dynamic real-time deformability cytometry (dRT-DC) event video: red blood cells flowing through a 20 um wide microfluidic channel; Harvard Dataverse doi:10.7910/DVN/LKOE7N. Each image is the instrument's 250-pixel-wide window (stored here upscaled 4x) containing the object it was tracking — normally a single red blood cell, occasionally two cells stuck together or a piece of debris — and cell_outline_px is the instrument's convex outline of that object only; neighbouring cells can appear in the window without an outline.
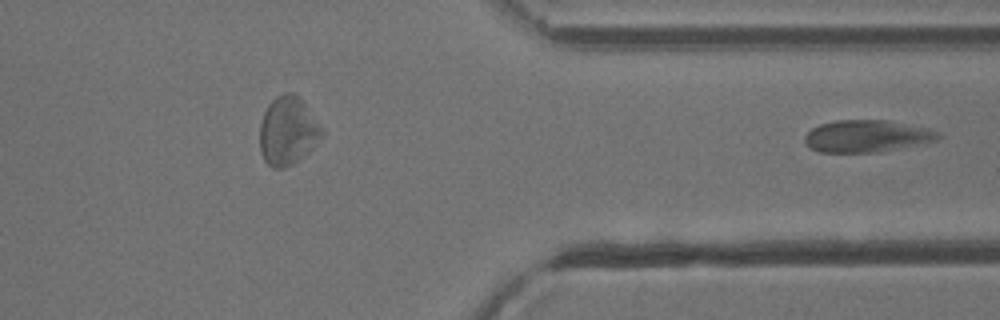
{"species": "common noctule bat (a hibernating species)", "species_latin": "Nyctalus noctula", "temperature_condition": "cold", "stored_images_in_passage": 38, "segment_of_instrument_passage": [2, 2], "camera_frame_rate_fps": 3000, "um_per_image_px": 0.085, "animal": {"sex": "male", "body_mass_g": 13.3}, "frame": {"image": 1, "passage_image": 38, "time_ms": 12.333, "image_size_px": [1000, 320], "cell_outline_px": [[940, 136], [936, 140], [876, 152], [820, 152], [812, 148], [804, 140], [804, 136], [812, 128], [820, 124], [836, 120], [884, 120], [928, 128], [940, 132]], "centroid_in_image_um": [73.65, 11.56], "position_along_channel_um": 337.8, "area_um2": 24.45}}